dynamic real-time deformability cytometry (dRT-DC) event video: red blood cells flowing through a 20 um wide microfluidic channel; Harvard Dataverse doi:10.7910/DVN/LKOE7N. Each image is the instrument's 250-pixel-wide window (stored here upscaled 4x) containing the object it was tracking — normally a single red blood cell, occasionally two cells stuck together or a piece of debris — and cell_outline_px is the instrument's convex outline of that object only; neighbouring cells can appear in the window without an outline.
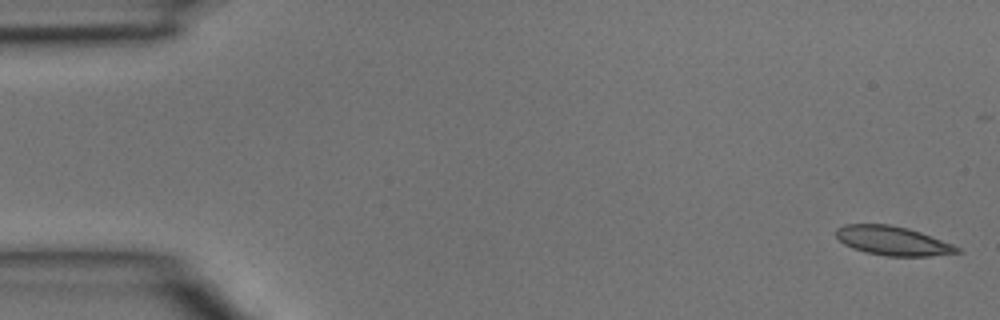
{"species": "common noctule bat (a hibernating species)", "species_latin": "Nyctalus noctula", "temperature_condition": "room temperature", "stored_images_in_passage": 3, "camera_frame_rate_fps": 3000, "um_per_image_px": 0.085, "animal": {"sex": "male", "body_mass_g": 15.6}, "frame": {"image": 1, "passage_image": 1, "time_ms": 0.0, "image_size_px": [1000, 320], "cell_outline_px": [[964, 252], [928, 256], [888, 256], [864, 252], [852, 248], [844, 244], [836, 236], [836, 228], [844, 224], [888, 224], [908, 228], [920, 232], [952, 244], [960, 248]], "centroid_in_image_um": [75.87, 20.47], "position_along_channel_um": 9.1, "area_um2": 20.52}}